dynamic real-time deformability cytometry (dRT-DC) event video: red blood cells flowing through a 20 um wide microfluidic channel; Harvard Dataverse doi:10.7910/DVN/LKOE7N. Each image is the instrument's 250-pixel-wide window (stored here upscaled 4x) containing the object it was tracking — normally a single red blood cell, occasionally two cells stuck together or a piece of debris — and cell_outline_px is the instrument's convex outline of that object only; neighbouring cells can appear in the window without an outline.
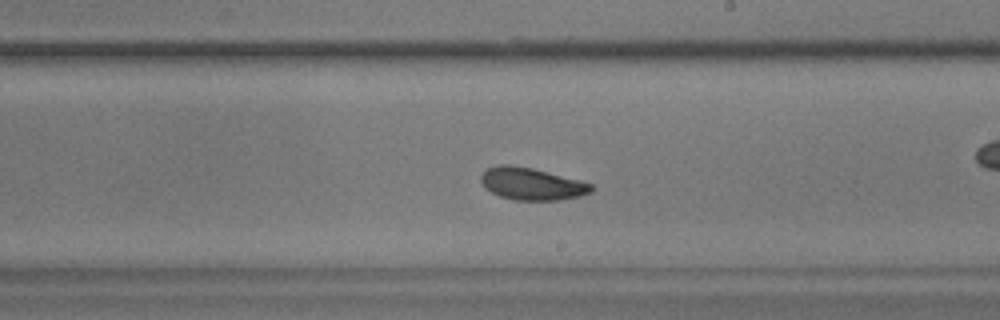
{"species": "common noctule bat (a hibernating species)", "species_latin": "Nyctalus noctula", "temperature_condition": "warm", "stored_images_in_passage": 51, "camera_frame_rate_fps": 3000, "um_per_image_px": 0.085, "animal": {"sex": "male", "body_mass_g": 17.9}, "frame": {"image": 1, "passage_image": 29, "time_ms": 9.333, "image_size_px": [1000, 320], "cell_outline_px": [[592, 192], [580, 196], [560, 200], [512, 200], [500, 196], [484, 188], [480, 180], [480, 176], [488, 168], [500, 164], [508, 164], [532, 168], [580, 180], [592, 184]], "centroid_in_image_um": [45.18, 15.63], "position_along_channel_um": 243.8, "area_um2": 20.75}, "authors_computed_cell_mechanics": {"area_um2": 21.0392, "velocity_mm_per_s": 3.6216, "shape_relaxation_time_tau1_ms": 3.9928, "shape_relaxation_time_tau2_ms": 5.2417, "deformation_change_tau1": 0.1069, "deformation_change_tau2": 0.111}}